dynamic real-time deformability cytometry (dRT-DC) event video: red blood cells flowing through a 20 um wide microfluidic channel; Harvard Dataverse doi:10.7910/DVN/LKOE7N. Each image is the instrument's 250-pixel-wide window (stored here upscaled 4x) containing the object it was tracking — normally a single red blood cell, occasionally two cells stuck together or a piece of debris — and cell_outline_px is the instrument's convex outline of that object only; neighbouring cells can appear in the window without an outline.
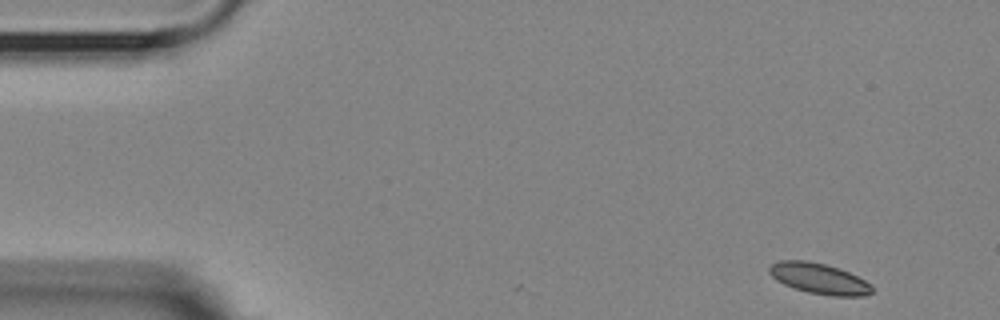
{"species": "Egyptian fruit bat (a non-hibernating species)", "species_latin": "Rousettus aegyptiacus", "temperature_condition": "room temperature", "stored_images_in_passage": 2, "camera_frame_rate_fps": 3000, "um_per_image_px": 0.085, "animal": {"sex": "female"}, "frame": {"image": 1, "passage_image": 2, "time_ms": 0.333, "image_size_px": [1000, 320], "cell_outline_px": [[872, 292], [864, 296], [832, 296], [808, 292], [784, 284], [776, 280], [768, 272], [768, 268], [772, 264], [780, 260], [808, 260], [840, 268], [872, 284]], "centroid_in_image_um": [69.62, 23.67], "position_along_channel_um": 15.4, "area_um2": 18.32}}